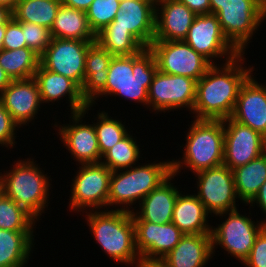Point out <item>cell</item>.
<instances>
[{
    "label": "cell",
    "mask_w": 266,
    "mask_h": 267,
    "mask_svg": "<svg viewBox=\"0 0 266 267\" xmlns=\"http://www.w3.org/2000/svg\"><path fill=\"white\" fill-rule=\"evenodd\" d=\"M136 249L141 261L162 259L185 235L172 222L156 224L148 221H134Z\"/></svg>",
    "instance_id": "cell-17"
},
{
    "label": "cell",
    "mask_w": 266,
    "mask_h": 267,
    "mask_svg": "<svg viewBox=\"0 0 266 267\" xmlns=\"http://www.w3.org/2000/svg\"><path fill=\"white\" fill-rule=\"evenodd\" d=\"M12 16V11L0 5V25H3Z\"/></svg>",
    "instance_id": "cell-47"
},
{
    "label": "cell",
    "mask_w": 266,
    "mask_h": 267,
    "mask_svg": "<svg viewBox=\"0 0 266 267\" xmlns=\"http://www.w3.org/2000/svg\"><path fill=\"white\" fill-rule=\"evenodd\" d=\"M246 215V212L244 215L240 214L238 208L215 215L225 220L221 221L222 224H216L217 227L212 226L213 256L219 245L241 264L248 258L255 239L261 231V221L256 219V222L251 216Z\"/></svg>",
    "instance_id": "cell-8"
},
{
    "label": "cell",
    "mask_w": 266,
    "mask_h": 267,
    "mask_svg": "<svg viewBox=\"0 0 266 267\" xmlns=\"http://www.w3.org/2000/svg\"><path fill=\"white\" fill-rule=\"evenodd\" d=\"M255 203H256V206L261 209L260 210L262 212L261 214H263L265 217L266 216V182L260 187L258 194L248 204L250 205L249 211L253 206L255 207Z\"/></svg>",
    "instance_id": "cell-43"
},
{
    "label": "cell",
    "mask_w": 266,
    "mask_h": 267,
    "mask_svg": "<svg viewBox=\"0 0 266 267\" xmlns=\"http://www.w3.org/2000/svg\"><path fill=\"white\" fill-rule=\"evenodd\" d=\"M132 70V55L129 56H114L108 68V81L105 88L89 103L95 107L96 100L105 97L118 96L126 101V84ZM107 96V97H106Z\"/></svg>",
    "instance_id": "cell-34"
},
{
    "label": "cell",
    "mask_w": 266,
    "mask_h": 267,
    "mask_svg": "<svg viewBox=\"0 0 266 267\" xmlns=\"http://www.w3.org/2000/svg\"><path fill=\"white\" fill-rule=\"evenodd\" d=\"M130 132L123 137L112 148L107 150L101 158V161L111 171L131 168L139 163L142 158L140 145Z\"/></svg>",
    "instance_id": "cell-33"
},
{
    "label": "cell",
    "mask_w": 266,
    "mask_h": 267,
    "mask_svg": "<svg viewBox=\"0 0 266 267\" xmlns=\"http://www.w3.org/2000/svg\"><path fill=\"white\" fill-rule=\"evenodd\" d=\"M11 78L6 74L3 68L0 66V94L10 84Z\"/></svg>",
    "instance_id": "cell-46"
},
{
    "label": "cell",
    "mask_w": 266,
    "mask_h": 267,
    "mask_svg": "<svg viewBox=\"0 0 266 267\" xmlns=\"http://www.w3.org/2000/svg\"><path fill=\"white\" fill-rule=\"evenodd\" d=\"M37 220L0 190V229L34 231Z\"/></svg>",
    "instance_id": "cell-36"
},
{
    "label": "cell",
    "mask_w": 266,
    "mask_h": 267,
    "mask_svg": "<svg viewBox=\"0 0 266 267\" xmlns=\"http://www.w3.org/2000/svg\"><path fill=\"white\" fill-rule=\"evenodd\" d=\"M196 15L210 14V0H177Z\"/></svg>",
    "instance_id": "cell-42"
},
{
    "label": "cell",
    "mask_w": 266,
    "mask_h": 267,
    "mask_svg": "<svg viewBox=\"0 0 266 267\" xmlns=\"http://www.w3.org/2000/svg\"><path fill=\"white\" fill-rule=\"evenodd\" d=\"M0 102L10 113L12 119L22 128L29 126L30 122L37 119L41 104L43 106L39 87L34 77L12 80L0 94Z\"/></svg>",
    "instance_id": "cell-16"
},
{
    "label": "cell",
    "mask_w": 266,
    "mask_h": 267,
    "mask_svg": "<svg viewBox=\"0 0 266 267\" xmlns=\"http://www.w3.org/2000/svg\"><path fill=\"white\" fill-rule=\"evenodd\" d=\"M91 107L93 106L89 104L81 112L70 113L69 124H60L58 121L52 126L59 131H57L58 137L60 135L59 140L71 154V158L76 162V165L77 163H99L102 158L94 124H88L89 121L86 124V121H83L86 113L88 114L89 110H94Z\"/></svg>",
    "instance_id": "cell-13"
},
{
    "label": "cell",
    "mask_w": 266,
    "mask_h": 267,
    "mask_svg": "<svg viewBox=\"0 0 266 267\" xmlns=\"http://www.w3.org/2000/svg\"><path fill=\"white\" fill-rule=\"evenodd\" d=\"M245 267H266V234L257 235L248 258L243 262Z\"/></svg>",
    "instance_id": "cell-41"
},
{
    "label": "cell",
    "mask_w": 266,
    "mask_h": 267,
    "mask_svg": "<svg viewBox=\"0 0 266 267\" xmlns=\"http://www.w3.org/2000/svg\"><path fill=\"white\" fill-rule=\"evenodd\" d=\"M18 22H20L22 31L24 32L26 46L34 50L38 55H41L50 44V30L30 22Z\"/></svg>",
    "instance_id": "cell-38"
},
{
    "label": "cell",
    "mask_w": 266,
    "mask_h": 267,
    "mask_svg": "<svg viewBox=\"0 0 266 267\" xmlns=\"http://www.w3.org/2000/svg\"><path fill=\"white\" fill-rule=\"evenodd\" d=\"M148 48L154 55L158 71L166 74L198 81L213 65L183 40L153 41Z\"/></svg>",
    "instance_id": "cell-10"
},
{
    "label": "cell",
    "mask_w": 266,
    "mask_h": 267,
    "mask_svg": "<svg viewBox=\"0 0 266 267\" xmlns=\"http://www.w3.org/2000/svg\"><path fill=\"white\" fill-rule=\"evenodd\" d=\"M21 128L11 117L10 113L0 102V146L13 149L17 141V131Z\"/></svg>",
    "instance_id": "cell-39"
},
{
    "label": "cell",
    "mask_w": 266,
    "mask_h": 267,
    "mask_svg": "<svg viewBox=\"0 0 266 267\" xmlns=\"http://www.w3.org/2000/svg\"><path fill=\"white\" fill-rule=\"evenodd\" d=\"M97 113V117H95L94 122L92 120L91 123L94 124L98 146L102 156L107 150L112 148L132 131H128V126L125 124L126 121L123 122L121 119L119 120L116 117H111L110 114H108V111L106 112L105 110H102Z\"/></svg>",
    "instance_id": "cell-35"
},
{
    "label": "cell",
    "mask_w": 266,
    "mask_h": 267,
    "mask_svg": "<svg viewBox=\"0 0 266 267\" xmlns=\"http://www.w3.org/2000/svg\"><path fill=\"white\" fill-rule=\"evenodd\" d=\"M84 213L91 235L105 255L117 263L139 267L141 257L136 249L131 212L111 208Z\"/></svg>",
    "instance_id": "cell-2"
},
{
    "label": "cell",
    "mask_w": 266,
    "mask_h": 267,
    "mask_svg": "<svg viewBox=\"0 0 266 267\" xmlns=\"http://www.w3.org/2000/svg\"><path fill=\"white\" fill-rule=\"evenodd\" d=\"M96 42L113 56H129L140 53L146 47L129 31L109 23L96 34Z\"/></svg>",
    "instance_id": "cell-30"
},
{
    "label": "cell",
    "mask_w": 266,
    "mask_h": 267,
    "mask_svg": "<svg viewBox=\"0 0 266 267\" xmlns=\"http://www.w3.org/2000/svg\"><path fill=\"white\" fill-rule=\"evenodd\" d=\"M232 171L238 198L248 206L266 182V152Z\"/></svg>",
    "instance_id": "cell-29"
},
{
    "label": "cell",
    "mask_w": 266,
    "mask_h": 267,
    "mask_svg": "<svg viewBox=\"0 0 266 267\" xmlns=\"http://www.w3.org/2000/svg\"><path fill=\"white\" fill-rule=\"evenodd\" d=\"M113 55L94 42L87 50L85 57L84 83L81 93L89 104L106 86L108 68Z\"/></svg>",
    "instance_id": "cell-26"
},
{
    "label": "cell",
    "mask_w": 266,
    "mask_h": 267,
    "mask_svg": "<svg viewBox=\"0 0 266 267\" xmlns=\"http://www.w3.org/2000/svg\"><path fill=\"white\" fill-rule=\"evenodd\" d=\"M92 41L51 38L40 55V65L73 80L80 88L84 83L85 57Z\"/></svg>",
    "instance_id": "cell-14"
},
{
    "label": "cell",
    "mask_w": 266,
    "mask_h": 267,
    "mask_svg": "<svg viewBox=\"0 0 266 267\" xmlns=\"http://www.w3.org/2000/svg\"><path fill=\"white\" fill-rule=\"evenodd\" d=\"M34 233L0 229V267H27L36 244Z\"/></svg>",
    "instance_id": "cell-27"
},
{
    "label": "cell",
    "mask_w": 266,
    "mask_h": 267,
    "mask_svg": "<svg viewBox=\"0 0 266 267\" xmlns=\"http://www.w3.org/2000/svg\"><path fill=\"white\" fill-rule=\"evenodd\" d=\"M255 78L252 74L241 86L231 118L266 138V84Z\"/></svg>",
    "instance_id": "cell-18"
},
{
    "label": "cell",
    "mask_w": 266,
    "mask_h": 267,
    "mask_svg": "<svg viewBox=\"0 0 266 267\" xmlns=\"http://www.w3.org/2000/svg\"><path fill=\"white\" fill-rule=\"evenodd\" d=\"M196 16L177 0L157 1L154 41L184 40Z\"/></svg>",
    "instance_id": "cell-20"
},
{
    "label": "cell",
    "mask_w": 266,
    "mask_h": 267,
    "mask_svg": "<svg viewBox=\"0 0 266 267\" xmlns=\"http://www.w3.org/2000/svg\"><path fill=\"white\" fill-rule=\"evenodd\" d=\"M260 221H261V231H263L266 234V216L265 219L261 218Z\"/></svg>",
    "instance_id": "cell-50"
},
{
    "label": "cell",
    "mask_w": 266,
    "mask_h": 267,
    "mask_svg": "<svg viewBox=\"0 0 266 267\" xmlns=\"http://www.w3.org/2000/svg\"><path fill=\"white\" fill-rule=\"evenodd\" d=\"M244 56V53H240L229 62L213 64L197 81L191 117L210 120L231 117L241 86L255 74L253 65H244L247 64Z\"/></svg>",
    "instance_id": "cell-1"
},
{
    "label": "cell",
    "mask_w": 266,
    "mask_h": 267,
    "mask_svg": "<svg viewBox=\"0 0 266 267\" xmlns=\"http://www.w3.org/2000/svg\"><path fill=\"white\" fill-rule=\"evenodd\" d=\"M194 175H196L194 179H196L198 189L194 194L204 204L211 217L238 208L239 205L236 202L239 198L236 193L233 171L226 165L202 170Z\"/></svg>",
    "instance_id": "cell-11"
},
{
    "label": "cell",
    "mask_w": 266,
    "mask_h": 267,
    "mask_svg": "<svg viewBox=\"0 0 266 267\" xmlns=\"http://www.w3.org/2000/svg\"><path fill=\"white\" fill-rule=\"evenodd\" d=\"M40 55L28 47L0 51V66L11 80L28 79L35 75Z\"/></svg>",
    "instance_id": "cell-31"
},
{
    "label": "cell",
    "mask_w": 266,
    "mask_h": 267,
    "mask_svg": "<svg viewBox=\"0 0 266 267\" xmlns=\"http://www.w3.org/2000/svg\"><path fill=\"white\" fill-rule=\"evenodd\" d=\"M212 257L211 234H185L162 260L170 267H205Z\"/></svg>",
    "instance_id": "cell-23"
},
{
    "label": "cell",
    "mask_w": 266,
    "mask_h": 267,
    "mask_svg": "<svg viewBox=\"0 0 266 267\" xmlns=\"http://www.w3.org/2000/svg\"><path fill=\"white\" fill-rule=\"evenodd\" d=\"M183 157L171 159L172 173L180 176L181 170L193 174L223 164L224 127L223 120L195 119L188 125ZM184 146V147H183ZM180 159V160H179Z\"/></svg>",
    "instance_id": "cell-4"
},
{
    "label": "cell",
    "mask_w": 266,
    "mask_h": 267,
    "mask_svg": "<svg viewBox=\"0 0 266 267\" xmlns=\"http://www.w3.org/2000/svg\"><path fill=\"white\" fill-rule=\"evenodd\" d=\"M266 6V0H260Z\"/></svg>",
    "instance_id": "cell-51"
},
{
    "label": "cell",
    "mask_w": 266,
    "mask_h": 267,
    "mask_svg": "<svg viewBox=\"0 0 266 267\" xmlns=\"http://www.w3.org/2000/svg\"><path fill=\"white\" fill-rule=\"evenodd\" d=\"M196 84L197 81L192 78L157 70L148 89L147 109L158 114L186 108L192 113Z\"/></svg>",
    "instance_id": "cell-9"
},
{
    "label": "cell",
    "mask_w": 266,
    "mask_h": 267,
    "mask_svg": "<svg viewBox=\"0 0 266 267\" xmlns=\"http://www.w3.org/2000/svg\"><path fill=\"white\" fill-rule=\"evenodd\" d=\"M37 81L42 103L55 104L65 98L71 113L83 111L89 104L82 96L81 88L71 79L52 72L39 65L34 75ZM68 96V97H67ZM63 97V98H62Z\"/></svg>",
    "instance_id": "cell-21"
},
{
    "label": "cell",
    "mask_w": 266,
    "mask_h": 267,
    "mask_svg": "<svg viewBox=\"0 0 266 267\" xmlns=\"http://www.w3.org/2000/svg\"><path fill=\"white\" fill-rule=\"evenodd\" d=\"M77 165L79 167L71 180L69 211L84 215L87 210H106L112 171L102 162Z\"/></svg>",
    "instance_id": "cell-7"
},
{
    "label": "cell",
    "mask_w": 266,
    "mask_h": 267,
    "mask_svg": "<svg viewBox=\"0 0 266 267\" xmlns=\"http://www.w3.org/2000/svg\"><path fill=\"white\" fill-rule=\"evenodd\" d=\"M5 31H6V22L3 25H0V51L3 50Z\"/></svg>",
    "instance_id": "cell-49"
},
{
    "label": "cell",
    "mask_w": 266,
    "mask_h": 267,
    "mask_svg": "<svg viewBox=\"0 0 266 267\" xmlns=\"http://www.w3.org/2000/svg\"><path fill=\"white\" fill-rule=\"evenodd\" d=\"M94 0H61V3L77 10L87 11Z\"/></svg>",
    "instance_id": "cell-44"
},
{
    "label": "cell",
    "mask_w": 266,
    "mask_h": 267,
    "mask_svg": "<svg viewBox=\"0 0 266 267\" xmlns=\"http://www.w3.org/2000/svg\"><path fill=\"white\" fill-rule=\"evenodd\" d=\"M34 159L19 158L0 172V190L39 221L50 203L52 179Z\"/></svg>",
    "instance_id": "cell-3"
},
{
    "label": "cell",
    "mask_w": 266,
    "mask_h": 267,
    "mask_svg": "<svg viewBox=\"0 0 266 267\" xmlns=\"http://www.w3.org/2000/svg\"><path fill=\"white\" fill-rule=\"evenodd\" d=\"M183 41L212 64L223 57V62H229L240 54L223 35L218 17L211 13L197 15Z\"/></svg>",
    "instance_id": "cell-12"
},
{
    "label": "cell",
    "mask_w": 266,
    "mask_h": 267,
    "mask_svg": "<svg viewBox=\"0 0 266 267\" xmlns=\"http://www.w3.org/2000/svg\"><path fill=\"white\" fill-rule=\"evenodd\" d=\"M51 38L96 42L85 11L61 4L50 29Z\"/></svg>",
    "instance_id": "cell-28"
},
{
    "label": "cell",
    "mask_w": 266,
    "mask_h": 267,
    "mask_svg": "<svg viewBox=\"0 0 266 267\" xmlns=\"http://www.w3.org/2000/svg\"><path fill=\"white\" fill-rule=\"evenodd\" d=\"M210 13L218 17L227 40L245 54L266 19V6L260 0H210Z\"/></svg>",
    "instance_id": "cell-6"
},
{
    "label": "cell",
    "mask_w": 266,
    "mask_h": 267,
    "mask_svg": "<svg viewBox=\"0 0 266 267\" xmlns=\"http://www.w3.org/2000/svg\"><path fill=\"white\" fill-rule=\"evenodd\" d=\"M139 267H170L162 259H152L141 261Z\"/></svg>",
    "instance_id": "cell-45"
},
{
    "label": "cell",
    "mask_w": 266,
    "mask_h": 267,
    "mask_svg": "<svg viewBox=\"0 0 266 267\" xmlns=\"http://www.w3.org/2000/svg\"><path fill=\"white\" fill-rule=\"evenodd\" d=\"M157 64L149 48L132 55V70L126 84V100L147 108L148 89L157 71Z\"/></svg>",
    "instance_id": "cell-25"
},
{
    "label": "cell",
    "mask_w": 266,
    "mask_h": 267,
    "mask_svg": "<svg viewBox=\"0 0 266 267\" xmlns=\"http://www.w3.org/2000/svg\"><path fill=\"white\" fill-rule=\"evenodd\" d=\"M61 0H20L12 11L17 21L34 23L51 29Z\"/></svg>",
    "instance_id": "cell-32"
},
{
    "label": "cell",
    "mask_w": 266,
    "mask_h": 267,
    "mask_svg": "<svg viewBox=\"0 0 266 267\" xmlns=\"http://www.w3.org/2000/svg\"><path fill=\"white\" fill-rule=\"evenodd\" d=\"M19 1L20 0H0V5L7 7L10 11H13Z\"/></svg>",
    "instance_id": "cell-48"
},
{
    "label": "cell",
    "mask_w": 266,
    "mask_h": 267,
    "mask_svg": "<svg viewBox=\"0 0 266 267\" xmlns=\"http://www.w3.org/2000/svg\"><path fill=\"white\" fill-rule=\"evenodd\" d=\"M114 20L115 27L129 31L148 48L154 41L156 2L154 0H121Z\"/></svg>",
    "instance_id": "cell-19"
},
{
    "label": "cell",
    "mask_w": 266,
    "mask_h": 267,
    "mask_svg": "<svg viewBox=\"0 0 266 267\" xmlns=\"http://www.w3.org/2000/svg\"><path fill=\"white\" fill-rule=\"evenodd\" d=\"M120 0H94L86 11L89 27L96 35L114 20L120 7Z\"/></svg>",
    "instance_id": "cell-37"
},
{
    "label": "cell",
    "mask_w": 266,
    "mask_h": 267,
    "mask_svg": "<svg viewBox=\"0 0 266 267\" xmlns=\"http://www.w3.org/2000/svg\"><path fill=\"white\" fill-rule=\"evenodd\" d=\"M173 173L154 188L138 205L139 209L131 212L133 221H148L156 224L172 222L174 204L180 189L172 183ZM178 187V188H177Z\"/></svg>",
    "instance_id": "cell-22"
},
{
    "label": "cell",
    "mask_w": 266,
    "mask_h": 267,
    "mask_svg": "<svg viewBox=\"0 0 266 267\" xmlns=\"http://www.w3.org/2000/svg\"><path fill=\"white\" fill-rule=\"evenodd\" d=\"M172 174L171 161H153L112 171L110 177L107 209L133 212L138 207H132L157 188ZM138 200V201H137ZM117 207V208H116Z\"/></svg>",
    "instance_id": "cell-5"
},
{
    "label": "cell",
    "mask_w": 266,
    "mask_h": 267,
    "mask_svg": "<svg viewBox=\"0 0 266 267\" xmlns=\"http://www.w3.org/2000/svg\"><path fill=\"white\" fill-rule=\"evenodd\" d=\"M27 47L21 24L13 16L6 21L3 49L14 50Z\"/></svg>",
    "instance_id": "cell-40"
},
{
    "label": "cell",
    "mask_w": 266,
    "mask_h": 267,
    "mask_svg": "<svg viewBox=\"0 0 266 267\" xmlns=\"http://www.w3.org/2000/svg\"><path fill=\"white\" fill-rule=\"evenodd\" d=\"M180 191L174 204L172 223L184 234H211L210 215L193 193Z\"/></svg>",
    "instance_id": "cell-24"
},
{
    "label": "cell",
    "mask_w": 266,
    "mask_h": 267,
    "mask_svg": "<svg viewBox=\"0 0 266 267\" xmlns=\"http://www.w3.org/2000/svg\"><path fill=\"white\" fill-rule=\"evenodd\" d=\"M223 164L230 170L243 166L266 152V138L231 117L223 120Z\"/></svg>",
    "instance_id": "cell-15"
}]
</instances>
